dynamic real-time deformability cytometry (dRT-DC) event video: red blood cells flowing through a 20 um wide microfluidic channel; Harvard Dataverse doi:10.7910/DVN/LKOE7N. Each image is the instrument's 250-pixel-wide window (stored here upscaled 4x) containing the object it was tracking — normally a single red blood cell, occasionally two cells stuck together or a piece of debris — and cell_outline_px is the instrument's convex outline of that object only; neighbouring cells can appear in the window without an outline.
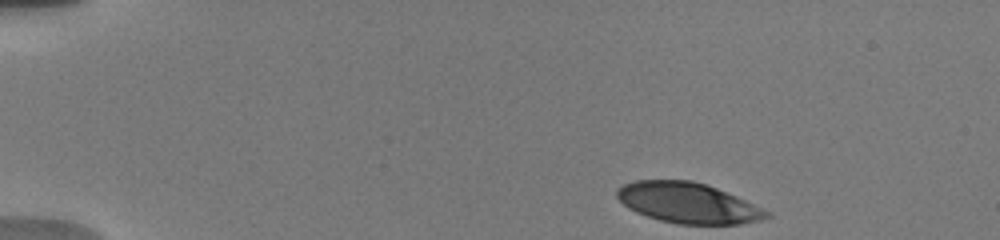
{"species": "human", "species_latin": "Homo sapiens", "temperature_condition": "warm", "stored_images_in_passage": 4, "camera_frame_rate_fps": 3000, "um_per_image_px": 0.085, "donor": {"sex": "male"}, "frame": {"image": 1, "passage_image": 1, "time_ms": 0.0, "image_size_px": [1000, 240], "cell_outline_px": [[772, 216], [760, 220], [740, 224], [676, 224], [660, 220], [636, 212], [628, 208], [616, 196], [616, 188], [624, 184], [636, 180], [692, 180], [708, 184], [736, 196], [768, 212]], "centroid_in_image_um": [58.44, 17.24], "position_along_channel_um": 26.6, "area_um2": 35.14}}